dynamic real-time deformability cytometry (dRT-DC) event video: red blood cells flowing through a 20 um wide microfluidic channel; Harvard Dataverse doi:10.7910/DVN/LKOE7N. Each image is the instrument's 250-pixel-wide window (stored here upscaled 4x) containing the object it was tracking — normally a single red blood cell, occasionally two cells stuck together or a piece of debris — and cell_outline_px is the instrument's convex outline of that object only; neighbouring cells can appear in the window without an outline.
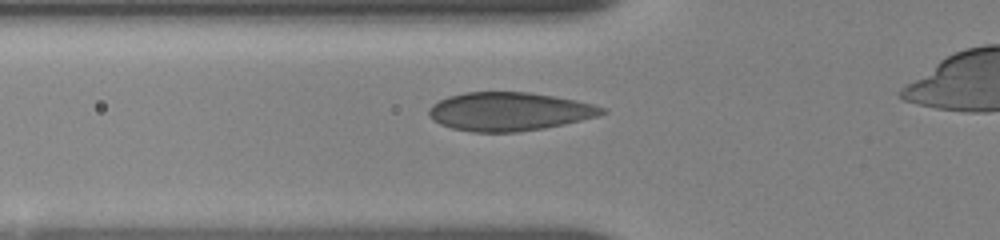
{"species": "human", "species_latin": "Homo sapiens", "temperature_condition": "room temperature", "stored_images_in_passage": 28, "camera_frame_rate_fps": 3000, "um_per_image_px": 0.085, "donor": {"sex": "female"}, "frame": {"image": 1, "passage_image": 5, "time_ms": 2.333, "image_size_px": [1000, 240], "cell_outline_px": [[608, 112], [600, 116], [544, 128], [516, 132], [472, 132], [452, 128], [440, 124], [432, 120], [428, 116], [428, 108], [432, 104], [448, 96], [464, 92], [528, 92], [576, 100], [592, 104], [604, 108]], "centroid_in_image_um": [43.26, 9.48], "position_along_channel_um": 82.5, "area_um2": 38.9}}
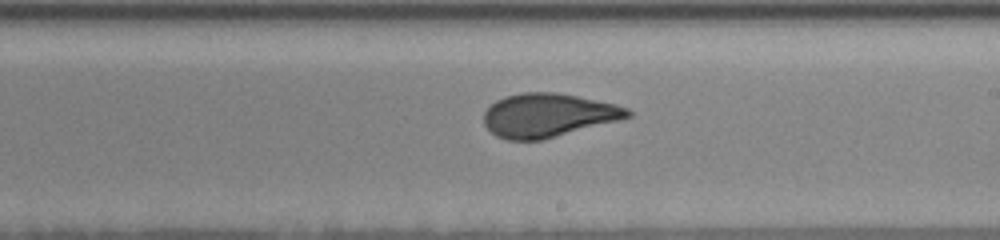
{"frame": {"image": 2, "passage_image": 15, "time_ms": 6.667, "image_size_px": [1000, 240], "cell_outline_px": [[632, 116], [620, 120], [544, 140], [508, 140], [496, 136], [484, 124], [484, 112], [496, 100], [504, 96], [520, 92], [556, 92], [616, 104], [628, 108], [632, 112]], "centroid_in_image_um": [46.6, 9.8], "position_along_channel_um": 242.4, "area_um2": 36.76}}
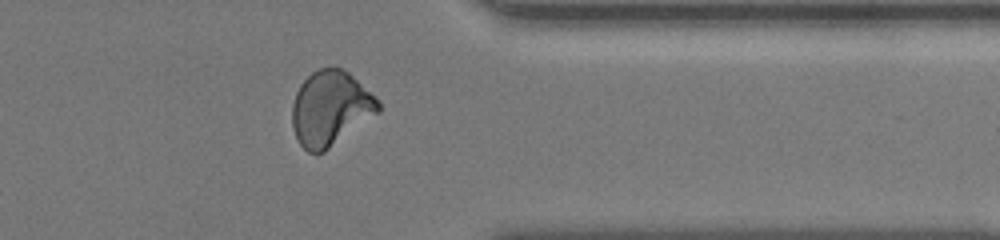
{"frame": {"image": 3, "passage_image": 26, "time_ms": 10.667, "image_size_px": [1000, 240], "cell_outline_px": [[380, 112], [324, 152], [308, 152], [300, 144], [296, 136], [292, 124], [292, 104], [296, 92], [300, 84], [312, 72], [320, 68], [332, 64], [336, 64], [348, 72], [376, 96], [380, 100]], "centroid_in_image_um": [28.1, 9.17], "position_along_channel_um": 383.3, "area_um2": 37.86}, "authors_computed_cell_mechanics": {"area_um2": 36.703, "velocity_mm_per_s": 3.6759, "shape_relaxation_time_tau1_ms": 8.1453, "shape_relaxation_time_tau2_ms": 0.793, "deformation_change_tau1": 0.1894, "deformation_change_tau2": 0.0359}}